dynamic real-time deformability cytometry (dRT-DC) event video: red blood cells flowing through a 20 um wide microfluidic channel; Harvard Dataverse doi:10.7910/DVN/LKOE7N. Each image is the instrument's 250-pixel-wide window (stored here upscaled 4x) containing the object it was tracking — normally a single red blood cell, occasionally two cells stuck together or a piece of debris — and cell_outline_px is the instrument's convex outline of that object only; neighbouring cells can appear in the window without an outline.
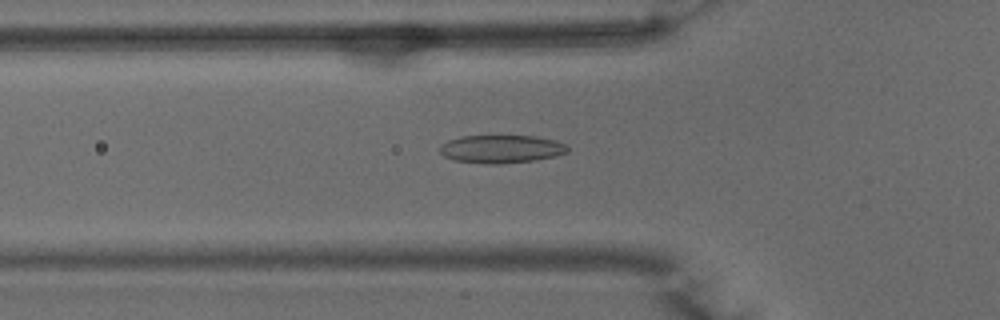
{"species": "common noctule bat (a hibernating species)", "species_latin": "Nyctalus noctula", "temperature_condition": "warm", "stored_images_in_passage": 48, "camera_frame_rate_fps": 3000, "um_per_image_px": 0.085, "animal": {"sex": "male", "body_mass_g": 15.6}, "frame": {"image": 1, "passage_image": 17, "time_ms": 5.333, "image_size_px": [1000, 320], "cell_outline_px": [[568, 152], [556, 156], [536, 160], [500, 164], [492, 164], [452, 160], [444, 156], [440, 152], [440, 144], [448, 140], [464, 136], [536, 136], [556, 140], [568, 144]], "centroid_in_image_um": [42.64, 12.66], "position_along_channel_um": 83.2, "area_um2": 21.04}}
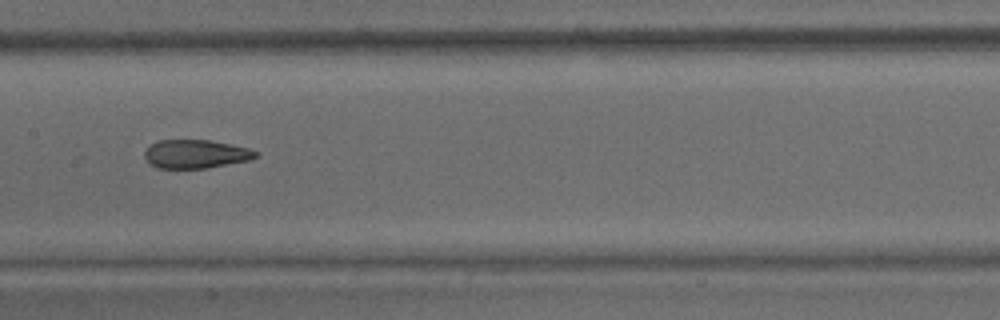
{"frame": {"image": 2, "passage_image": 25, "time_ms": 8.0, "image_size_px": [1000, 320], "cell_outline_px": [[260, 156], [248, 160], [204, 168], [156, 168], [148, 164], [144, 156], [144, 152], [152, 144], [160, 140], [208, 140], [232, 144], [248, 148], [260, 152]], "centroid_in_image_um": [16.64, 13.09], "position_along_channel_um": 190.8, "area_um2": 18.5}}
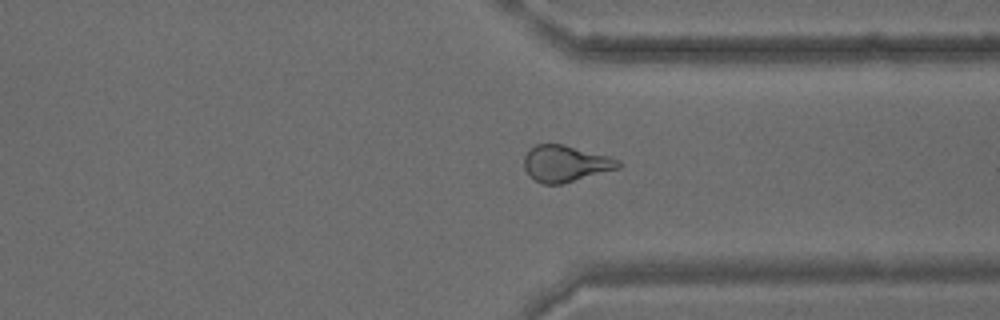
{"frame": {"image": 3, "passage_image": 38, "time_ms": 12.333, "image_size_px": [1000, 320], "cell_outline_px": [[624, 164], [620, 168], [564, 184], [544, 184], [528, 176], [524, 168], [524, 156], [536, 144], [564, 144], [608, 156], [620, 160]], "centroid_in_image_um": [48.1, 13.92], "position_along_channel_um": 363.3, "area_um2": 20.17}, "authors_computed_cell_mechanics": {"area_um2": 20.6924, "velocity_mm_per_s": 3.9937, "shape_relaxation_time_tau1_ms": 11.008, "shape_relaxation_time_tau2_ms": 1.6477, "deformation_change_tau1": 0.2583, "deformation_change_tau2": 0.092}}